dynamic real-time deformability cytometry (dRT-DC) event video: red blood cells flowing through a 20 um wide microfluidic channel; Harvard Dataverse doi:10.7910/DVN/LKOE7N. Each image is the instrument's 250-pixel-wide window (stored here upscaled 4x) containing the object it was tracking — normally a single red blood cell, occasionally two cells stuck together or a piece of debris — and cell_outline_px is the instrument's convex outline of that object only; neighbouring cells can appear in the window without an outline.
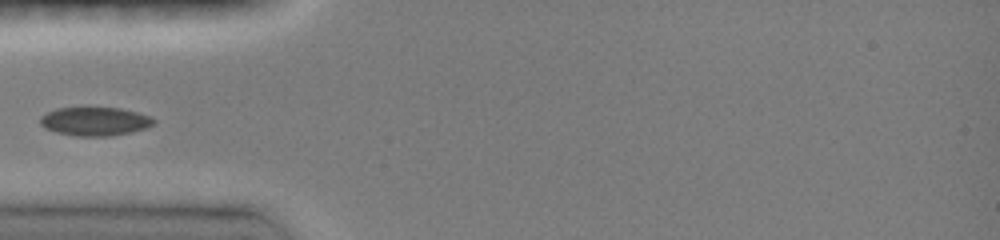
{"species": "common noctule bat (a hibernating species)", "species_latin": "Nyctalus noctula", "temperature_condition": "room temperature", "stored_images_in_passage": 13, "camera_frame_rate_fps": 3000, "um_per_image_px": 0.085, "animal": {"sex": "female", "body_mass_g": 19.0, "forearm_length_mm": 51.5}, "frame": {"image": 1, "passage_image": 8, "time_ms": 4.333, "image_size_px": [1000, 240], "cell_outline_px": [[156, 120], [152, 124], [144, 128], [132, 132], [108, 136], [80, 136], [56, 132], [44, 128], [40, 124], [40, 116], [56, 108], [84, 104], [120, 108], [152, 116]], "centroid_in_image_um": [8.02, 10.26], "position_along_channel_um": 77.0, "area_um2": 19.71}}